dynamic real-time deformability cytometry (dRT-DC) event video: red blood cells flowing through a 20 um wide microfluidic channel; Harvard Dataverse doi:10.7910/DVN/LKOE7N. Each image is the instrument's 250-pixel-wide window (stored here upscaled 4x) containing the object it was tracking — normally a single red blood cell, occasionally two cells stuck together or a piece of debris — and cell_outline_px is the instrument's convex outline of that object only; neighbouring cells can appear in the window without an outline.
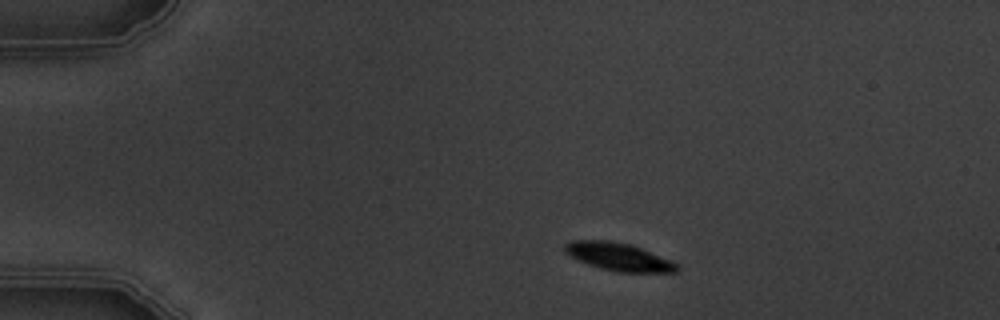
{"species": "common noctule bat (a hibernating species)", "species_latin": "Nyctalus noctula", "temperature_condition": "warm", "stored_images_in_passage": 8, "camera_frame_rate_fps": 3000, "um_per_image_px": 0.085, "animal": {"sex": "male", "body_mass_g": 19.5, "forearm_length_mm": 54.6}, "frame": {"image": 1, "passage_image": 1, "time_ms": 0.0, "image_size_px": [1000, 320], "cell_outline_px": [[680, 268], [676, 272], [616, 272], [600, 268], [588, 264], [564, 252], [564, 244], [572, 240], [608, 240], [628, 244], [640, 248], [668, 260], [676, 264]], "centroid_in_image_um": [52.53, 21.83], "position_along_channel_um": 32.5, "area_um2": 17.8}}
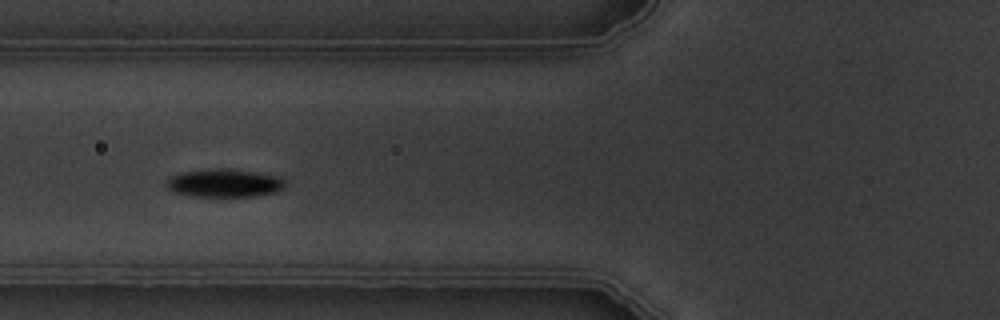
{"frame": {"image": 2, "passage_image": 4, "time_ms": 3.667, "image_size_px": [1000, 320], "cell_outline_px": [[288, 184], [284, 188], [276, 192], [256, 196], [192, 196], [176, 192], [168, 188], [164, 184], [164, 180], [168, 176], [180, 172], [216, 168], [224, 168], [256, 172], [284, 176]], "centroid_in_image_um": [19.1, 15.54], "position_along_channel_um": 106.7, "area_um2": 19.94}}